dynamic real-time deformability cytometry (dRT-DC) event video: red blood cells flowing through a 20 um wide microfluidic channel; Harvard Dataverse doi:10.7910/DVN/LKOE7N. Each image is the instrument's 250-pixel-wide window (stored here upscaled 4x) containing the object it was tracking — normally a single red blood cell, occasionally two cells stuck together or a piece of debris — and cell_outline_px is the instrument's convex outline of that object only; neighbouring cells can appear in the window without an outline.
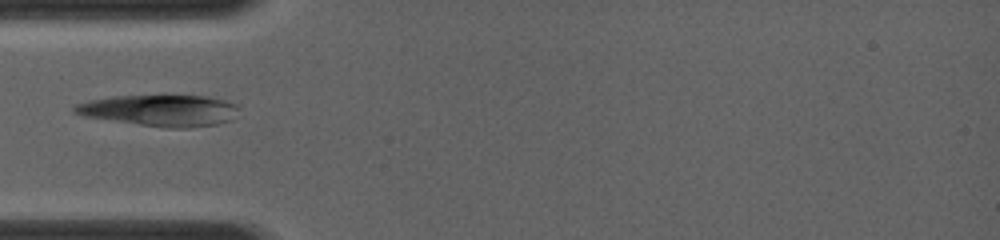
{"species": "common noctule bat (a hibernating species)", "species_latin": "Nyctalus noctula", "temperature_condition": "room temperature", "stored_images_in_passage": 15, "camera_frame_rate_fps": 4000, "um_per_image_px": 0.085, "animal": {"sex": "female", "body_mass_g": 19.0, "forearm_length_mm": 56.7}, "frame": {"image": 1, "passage_image": 1, "time_ms": 0.0, "image_size_px": [1000, 240], "cell_outline_px": [[240, 108], [228, 120], [216, 124], [184, 128], [172, 128], [84, 116], [72, 112], [72, 108], [76, 104], [88, 100], [112, 96], [208, 96], [224, 100], [236, 104]], "centroid_in_image_um": [13.58, 9.37], "position_along_channel_um": 71.4, "area_um2": 29.42}}
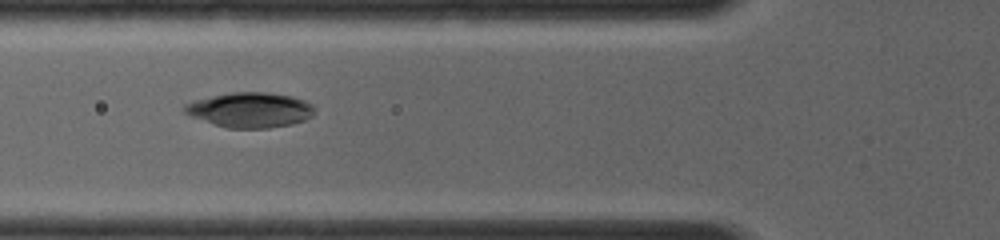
{"frame": {"image": 2, "passage_image": 7, "time_ms": 0.75, "image_size_px": [1000, 240], "cell_outline_px": [[312, 116], [304, 120], [292, 124], [268, 128], [228, 128], [192, 116], [184, 112], [184, 104], [196, 100], [212, 96], [232, 92], [268, 92], [292, 96], [304, 100], [312, 104]], "centroid_in_image_um": [21.28, 9.34], "position_along_channel_um": 104.5, "area_um2": 26.18}}
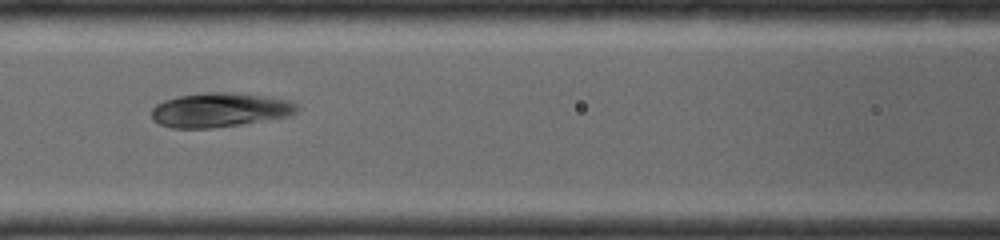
{"frame": {"image": 3, "passage_image": 13, "time_ms": 1.75, "image_size_px": [1000, 240], "cell_outline_px": [[300, 108], [292, 116], [240, 124], [208, 128], [176, 128], [160, 124], [152, 120], [152, 108], [156, 104], [164, 100], [180, 96], [204, 92], [232, 92], [264, 96], [292, 100]], "centroid_in_image_um": [18.72, 9.34], "position_along_channel_um": 147.9, "area_um2": 29.13}}